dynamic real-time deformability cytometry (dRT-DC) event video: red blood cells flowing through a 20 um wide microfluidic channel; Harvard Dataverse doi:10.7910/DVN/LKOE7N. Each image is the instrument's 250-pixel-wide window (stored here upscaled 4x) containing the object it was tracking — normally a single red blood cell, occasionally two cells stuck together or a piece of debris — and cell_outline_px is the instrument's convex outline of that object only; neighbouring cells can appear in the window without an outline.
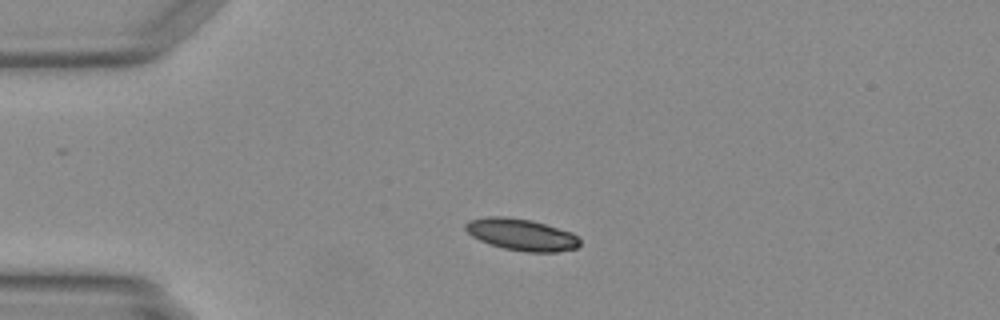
{"species": "Egyptian fruit bat (a non-hibernating species)", "species_latin": "Rousettus aegyptiacus", "temperature_condition": "warm", "stored_images_in_passage": 38, "camera_frame_rate_fps": 3000, "um_per_image_px": 0.085, "animal": {"sex": "female"}, "frame": {"image": 1, "passage_image": 1, "time_ms": 0.0, "image_size_px": [1000, 320], "cell_outline_px": [[580, 244], [576, 248], [556, 252], [528, 252], [504, 248], [480, 240], [472, 236], [464, 228], [464, 224], [468, 220], [488, 216], [508, 216], [532, 220], [572, 232], [580, 240]], "centroid_in_image_um": [44.31, 19.92], "position_along_channel_um": 40.7, "area_um2": 21.15}}
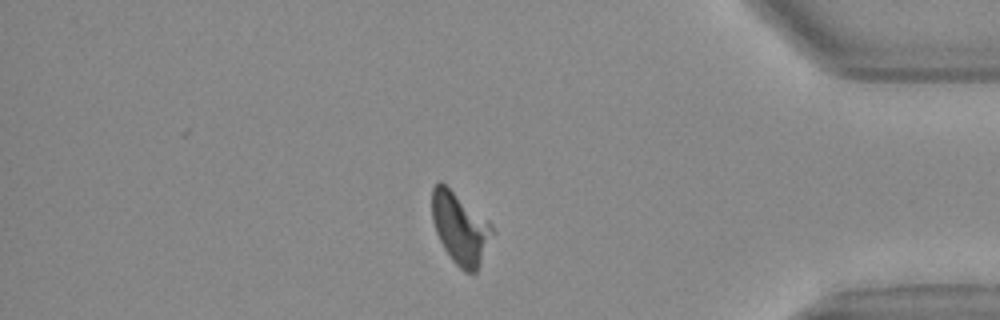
{"frame": {"image": 2, "passage_image": 31, "time_ms": 10.0, "image_size_px": [1000, 320], "cell_outline_px": [[496, 232], [476, 272], [464, 272], [452, 260], [444, 248], [436, 232], [432, 220], [432, 188], [440, 180], [492, 224]], "centroid_in_image_um": [39.13, 19.41], "position_along_channel_um": 396.1, "area_um2": 25.03}}
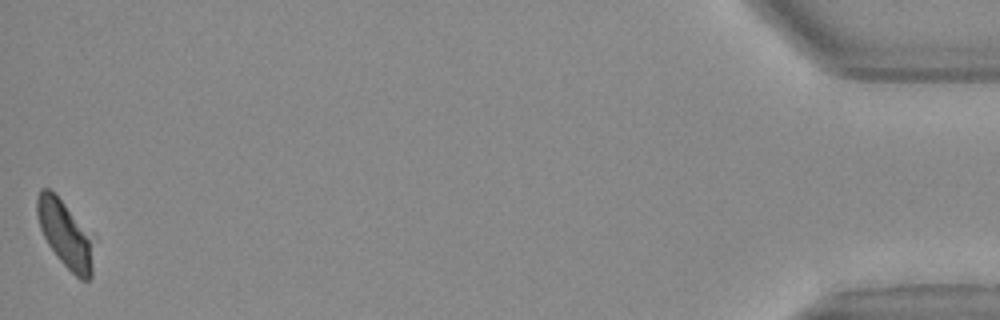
{"frame": {"image": 3, "passage_image": 38, "time_ms": 12.333, "image_size_px": [1000, 320], "cell_outline_px": [[92, 276], [88, 280], [80, 280], [56, 256], [48, 244], [40, 228], [36, 212], [36, 200], [40, 188], [48, 188], [92, 232]], "centroid_in_image_um": [5.55, 19.9], "position_along_channel_um": 429.7, "area_um2": 21.91}}